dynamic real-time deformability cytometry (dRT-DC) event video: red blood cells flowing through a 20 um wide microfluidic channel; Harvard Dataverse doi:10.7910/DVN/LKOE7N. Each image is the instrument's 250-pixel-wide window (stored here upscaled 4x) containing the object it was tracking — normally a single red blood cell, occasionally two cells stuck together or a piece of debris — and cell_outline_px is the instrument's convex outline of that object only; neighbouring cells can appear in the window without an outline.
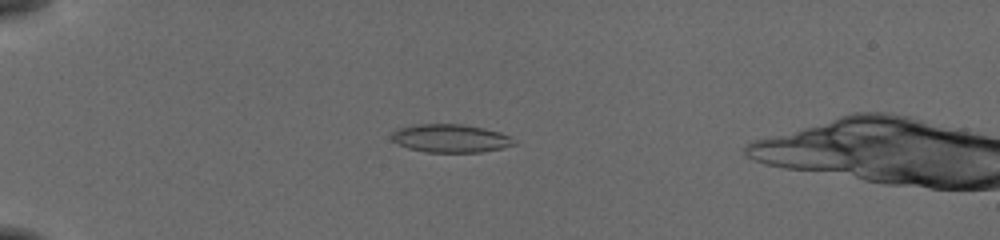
{"species": "common noctule bat (a hibernating species)", "species_latin": "Nyctalus noctula", "temperature_condition": "cold", "stored_images_in_passage": 55, "camera_frame_rate_fps": 3000, "um_per_image_px": 0.085, "animal": {"sex": "female", "body_mass_g": 19.5, "forearm_length_mm": 54.1}, "frame": {"image": 1, "passage_image": 16, "time_ms": 5.0, "image_size_px": [1000, 240], "cell_outline_px": [[516, 144], [500, 148], [480, 152], [424, 152], [408, 148], [396, 144], [392, 140], [392, 132], [400, 128], [416, 124], [460, 124], [500, 132], [516, 140]], "centroid_in_image_um": [38.26, 11.76], "position_along_channel_um": 46.7, "area_um2": 19.94}}
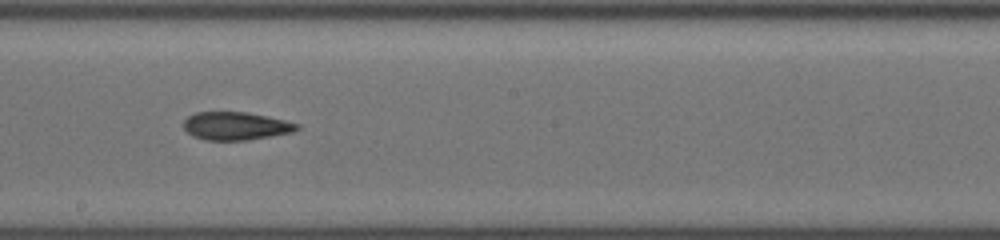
{"frame": {"image": 2, "passage_image": 33, "time_ms": 10.667, "image_size_px": [1000, 240], "cell_outline_px": [[300, 128], [292, 132], [272, 136], [248, 140], [204, 140], [192, 136], [184, 128], [184, 120], [188, 116], [196, 112], [244, 112], [284, 120], [300, 124]], "centroid_in_image_um": [20.03, 10.72], "position_along_channel_um": 228.2, "area_um2": 18.44}}
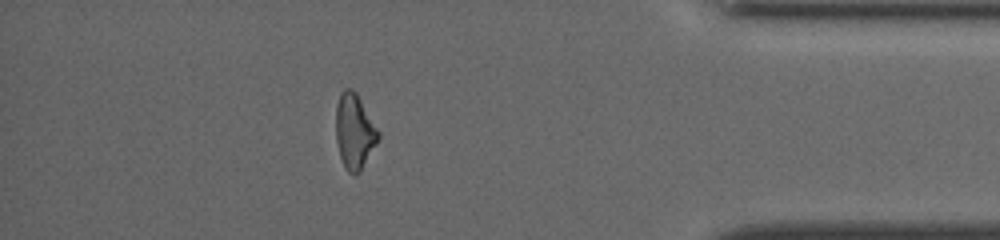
{"frame": {"image": 3, "passage_image": 49, "time_ms": 16.0, "image_size_px": [1000, 240], "cell_outline_px": [[380, 136], [376, 144], [360, 172], [352, 176], [344, 168], [340, 156], [336, 140], [336, 104], [340, 92], [344, 88], [352, 88], [356, 92], [380, 132]], "centroid_in_image_um": [30.12, 11.17], "position_along_channel_um": 405.1, "area_um2": 18.73}}